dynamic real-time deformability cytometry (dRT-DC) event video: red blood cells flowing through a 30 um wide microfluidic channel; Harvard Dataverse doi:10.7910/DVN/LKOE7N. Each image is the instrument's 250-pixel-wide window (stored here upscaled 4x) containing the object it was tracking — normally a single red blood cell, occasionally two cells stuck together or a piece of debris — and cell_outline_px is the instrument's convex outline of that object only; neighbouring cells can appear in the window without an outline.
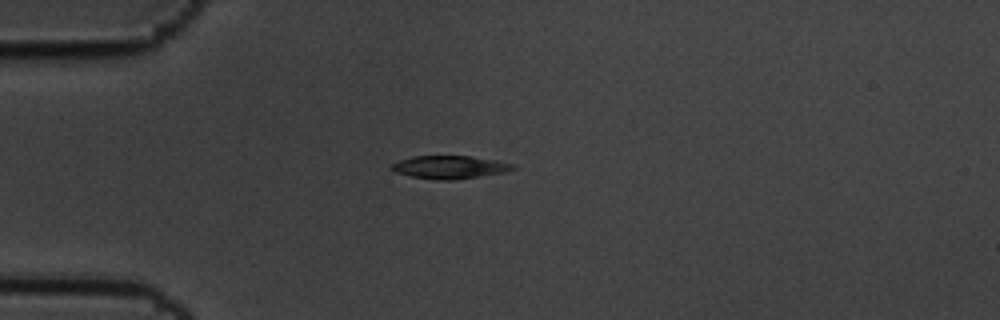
{"species": "common noctule bat (a hibernating species)", "species_latin": "Nyctalus noctula", "temperature_condition": "cold", "stored_images_in_passage": 12, "camera_frame_rate_fps": 3000, "um_per_image_px": 0.085, "animal": {"sex": "male", "body_mass_g": 19.5, "forearm_length_mm": 54.6}, "frame": {"image": 1, "passage_image": 1, "time_ms": 0.0, "image_size_px": [1000, 320], "cell_outline_px": [[516, 168], [504, 172], [456, 180], [436, 180], [412, 176], [396, 172], [388, 168], [392, 164], [400, 160], [412, 156], [468, 156], [496, 160], [516, 164]], "centroid_in_image_um": [38.23, 14.21], "position_along_channel_um": 46.8, "area_um2": 16.24}}
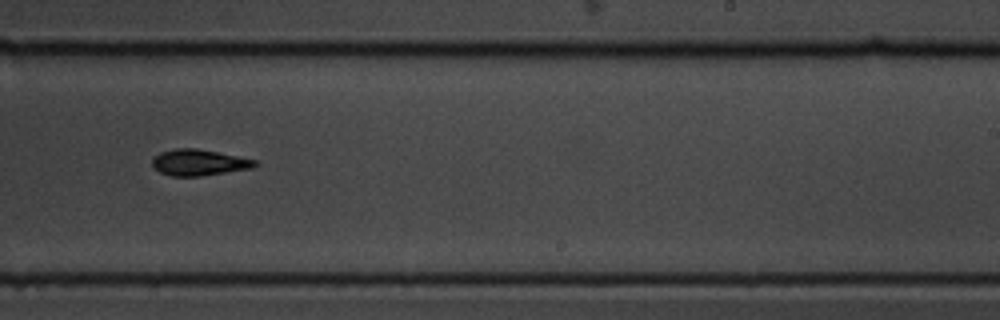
{"frame": {"image": 2, "passage_image": 7, "time_ms": 2.0, "image_size_px": [1000, 320], "cell_outline_px": [[260, 164], [252, 168], [200, 176], [172, 176], [160, 172], [152, 168], [152, 160], [160, 152], [176, 148], [196, 148], [240, 156], [256, 160]], "centroid_in_image_um": [16.92, 13.81], "position_along_channel_um": 272.1, "area_um2": 15.72}}
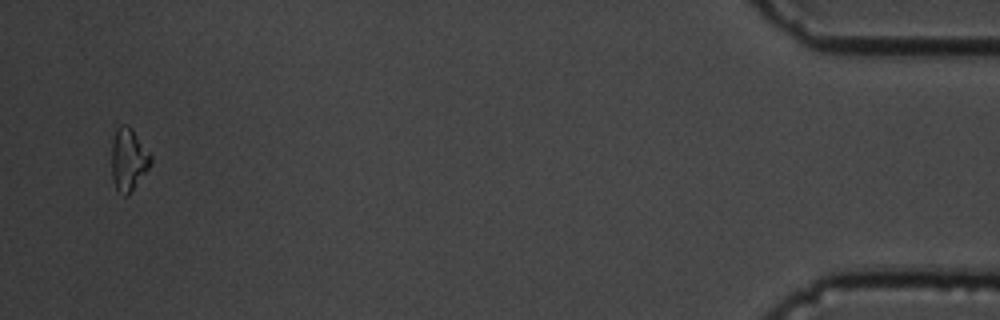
{"frame": {"image": 3, "passage_image": 12, "time_ms": 3.667, "image_size_px": [1000, 320], "cell_outline_px": [[152, 164], [132, 188], [124, 196], [116, 188], [112, 176], [112, 144], [116, 128], [120, 124], [128, 124], [132, 128], [152, 156]], "centroid_in_image_um": [10.92, 13.48], "position_along_channel_um": 424.3, "area_um2": 13.99}}